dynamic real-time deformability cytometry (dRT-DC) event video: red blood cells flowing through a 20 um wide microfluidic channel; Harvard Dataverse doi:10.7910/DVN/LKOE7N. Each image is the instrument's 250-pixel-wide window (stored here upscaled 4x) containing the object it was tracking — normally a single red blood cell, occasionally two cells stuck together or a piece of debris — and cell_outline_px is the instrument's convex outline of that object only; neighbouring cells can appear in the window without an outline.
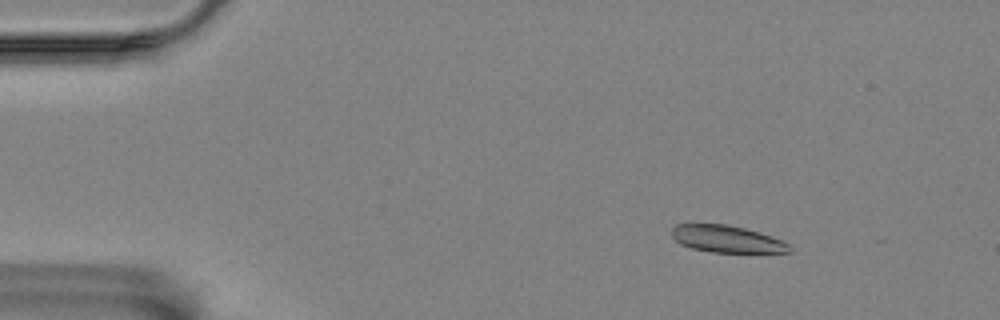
{"species": "Egyptian fruit bat (a non-hibernating species)", "species_latin": "Rousettus aegyptiacus", "temperature_condition": "room temperature", "stored_images_in_passage": 57, "camera_frame_rate_fps": 3000, "um_per_image_px": 0.085, "animal": {"sex": "female"}, "frame": {"image": 1, "passage_image": 8, "time_ms": 2.333, "image_size_px": [1000, 320], "cell_outline_px": [[792, 252], [712, 252], [692, 248], [680, 244], [672, 236], [672, 228], [676, 224], [728, 224], [760, 232], [772, 236], [792, 244]], "centroid_in_image_um": [61.82, 20.31], "position_along_channel_um": 23.2, "area_um2": 18.61}}
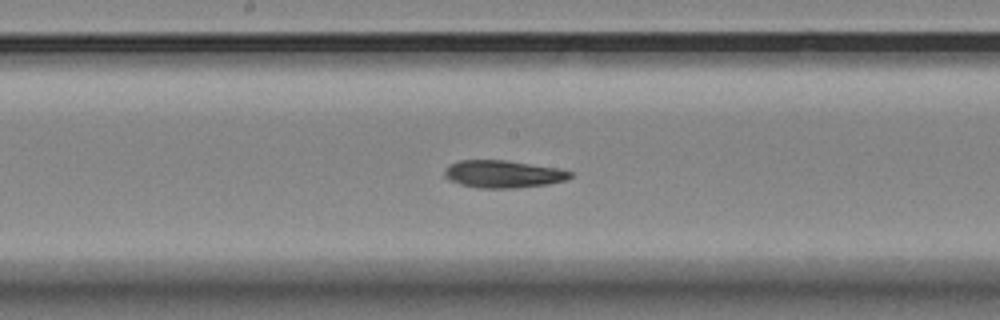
{"frame": {"image": 2, "passage_image": 30, "time_ms": 9.667, "image_size_px": [1000, 320], "cell_outline_px": [[572, 176], [568, 180], [548, 184], [516, 188], [480, 188], [460, 184], [448, 180], [444, 176], [444, 172], [448, 164], [460, 160], [504, 160], [560, 168], [572, 172]], "centroid_in_image_um": [42.77, 14.79], "position_along_channel_um": 205.4, "area_um2": 20.29}}
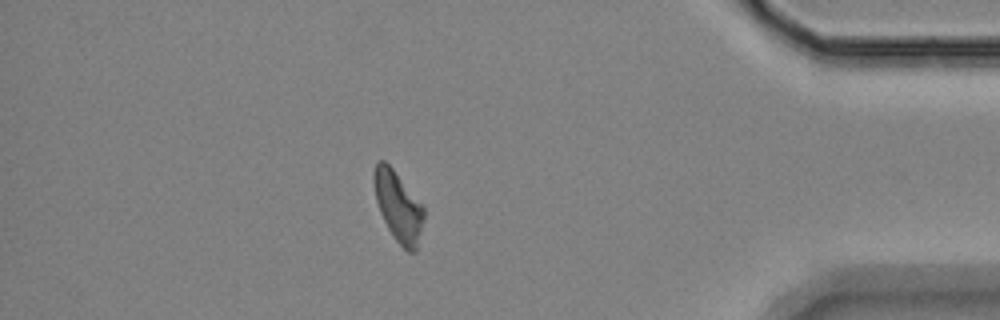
{"frame": {"image": 3, "passage_image": 50, "time_ms": 16.333, "image_size_px": [1000, 320], "cell_outline_px": [[424, 216], [416, 252], [408, 252], [392, 236], [380, 212], [376, 200], [372, 180], [372, 172], [376, 160], [384, 160], [392, 168], [424, 208]], "centroid_in_image_um": [33.81, 17.53], "position_along_channel_um": 401.4, "area_um2": 20.17}}